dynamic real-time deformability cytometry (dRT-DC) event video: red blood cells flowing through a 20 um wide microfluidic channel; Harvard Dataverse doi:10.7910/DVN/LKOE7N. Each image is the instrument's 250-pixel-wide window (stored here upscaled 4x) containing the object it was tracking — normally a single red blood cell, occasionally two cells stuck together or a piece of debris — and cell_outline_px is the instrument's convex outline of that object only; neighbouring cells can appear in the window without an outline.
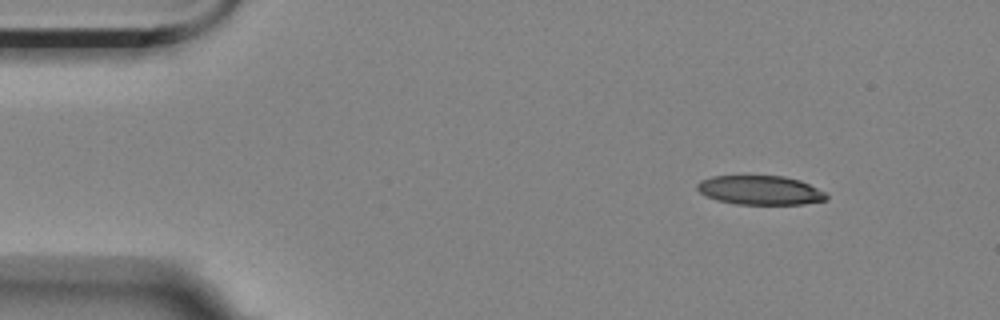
{"species": "Egyptian fruit bat (a non-hibernating species)", "species_latin": "Rousettus aegyptiacus", "temperature_condition": "room temperature", "stored_images_in_passage": 51, "camera_frame_rate_fps": 3000, "um_per_image_px": 0.085, "animal": {"sex": "female"}, "frame": {"image": 1, "passage_image": 1, "time_ms": 0.0, "image_size_px": [1000, 320], "cell_outline_px": [[828, 200], [804, 204], [736, 204], [716, 200], [700, 192], [696, 188], [696, 184], [700, 180], [712, 176], [784, 176], [800, 180], [824, 192], [828, 196]], "centroid_in_image_um": [64.61, 16.17], "position_along_channel_um": 20.4, "area_um2": 21.91}}
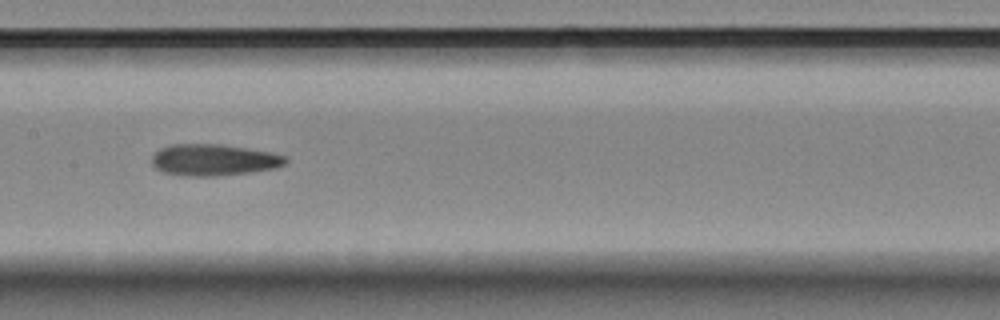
{"frame": {"image": 2, "passage_image": 22, "time_ms": 7.0, "image_size_px": [1000, 320], "cell_outline_px": [[288, 160], [284, 164], [276, 168], [252, 172], [216, 176], [188, 176], [164, 172], [156, 168], [152, 164], [152, 156], [160, 148], [172, 144], [220, 144], [272, 152], [288, 156]], "centroid_in_image_um": [18.2, 13.59], "position_along_channel_um": 189.2, "area_um2": 24.62}}
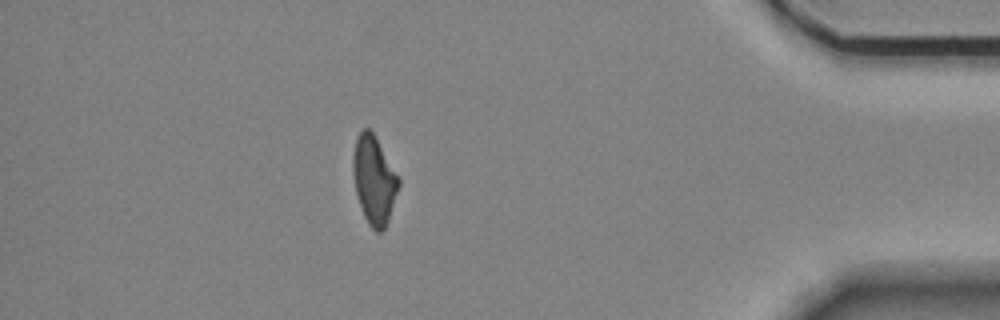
{"frame": {"image": 3, "passage_image": 44, "time_ms": 14.333, "image_size_px": [1000, 320], "cell_outline_px": [[400, 184], [388, 220], [384, 228], [380, 232], [376, 232], [368, 224], [364, 216], [356, 192], [352, 172], [352, 156], [356, 136], [364, 128], [368, 128], [372, 132], [400, 176]], "centroid_in_image_um": [31.79, 15.28], "position_along_channel_um": 403.4, "area_um2": 23.47}, "authors_computed_cell_mechanics": {"area_um2": 24.1604, "velocity_mm_per_s": 3.5189, "shape_relaxation_time_tau1_ms": 8.5672, "shape_relaxation_time_tau2_ms": 5.102, "deformation_change_tau1": 0.1985, "deformation_change_tau2": 0.1547}}